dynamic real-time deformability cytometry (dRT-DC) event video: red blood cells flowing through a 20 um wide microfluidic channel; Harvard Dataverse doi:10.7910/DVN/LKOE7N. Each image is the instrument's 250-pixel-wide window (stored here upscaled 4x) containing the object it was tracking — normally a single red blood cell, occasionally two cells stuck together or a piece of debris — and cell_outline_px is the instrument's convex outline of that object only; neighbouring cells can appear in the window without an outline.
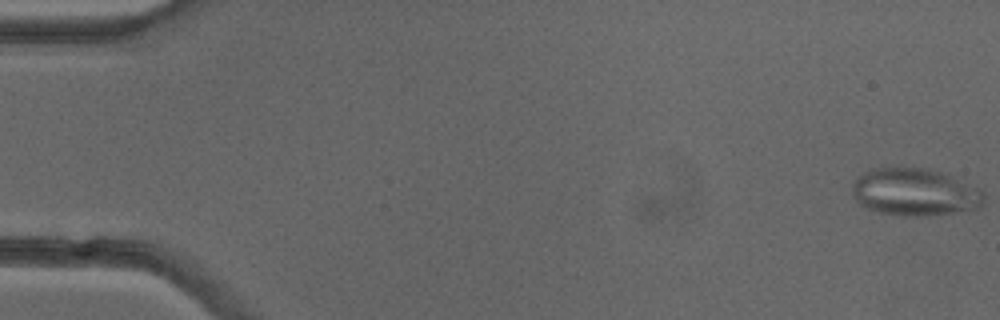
{"species": "common noctule bat (a hibernating species)", "species_latin": "Nyctalus noctula", "temperature_condition": "cold", "stored_images_in_passage": 52, "camera_frame_rate_fps": 3000, "um_per_image_px": 0.085, "animal": {"sex": "female"}, "frame": {"image": 1, "passage_image": 1, "time_ms": 0.0, "image_size_px": [1000, 320], "cell_outline_px": [[984, 204], [980, 208], [924, 216], [904, 216], [880, 212], [864, 208], [852, 196], [852, 184], [868, 168], [928, 168], [940, 172], [980, 188], [984, 192]], "centroid_in_image_um": [77.75, 16.33], "position_along_channel_um": 7.3, "area_um2": 36.41}}
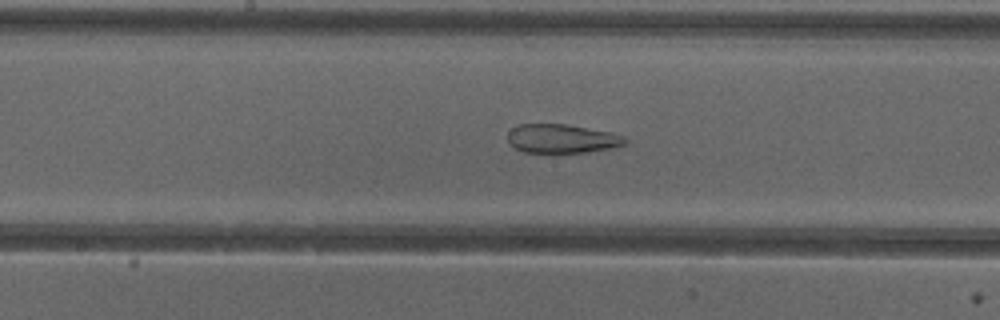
{"frame": {"image": 2, "passage_image": 27, "time_ms": 8.667, "image_size_px": [1000, 320], "cell_outline_px": [[628, 144], [612, 148], [588, 152], [548, 156], [524, 152], [516, 148], [508, 140], [508, 132], [516, 124], [568, 124], [612, 132], [624, 136], [628, 140]], "centroid_in_image_um": [47.78, 11.83], "position_along_channel_um": 200.4, "area_um2": 20.81}}
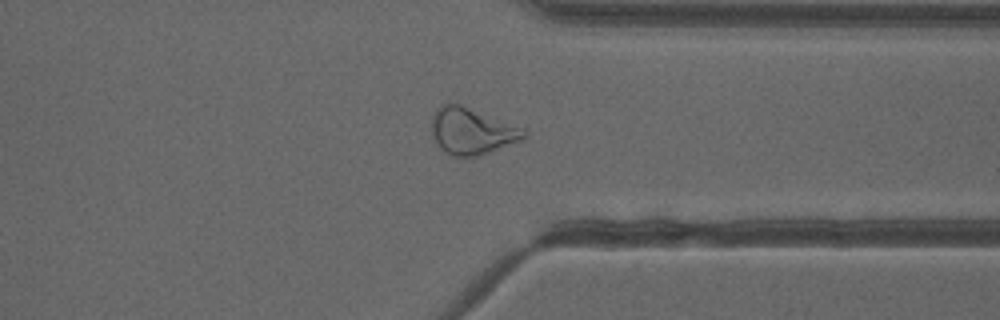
{"frame": {"image": 3, "passage_image": 40, "time_ms": 13.0, "image_size_px": [1000, 320], "cell_outline_px": [[528, 136], [524, 140], [476, 156], [452, 156], [444, 152], [440, 148], [432, 136], [432, 116], [436, 108], [440, 104], [460, 104], [524, 128], [528, 132]], "centroid_in_image_um": [40.11, 11.15], "position_along_channel_um": 371.3, "area_um2": 25.09}, "authors_computed_cell_mechanics": {"area_um2": 27.8596, "velocity_mm_per_s": 3.9796, "shape_relaxation_time_tau1_ms": null, "shape_relaxation_time_tau2_ms": 2.296, "deformation_change_tau1": null, "deformation_change_tau2": 0.1061}}